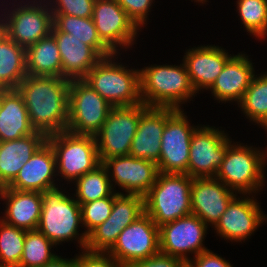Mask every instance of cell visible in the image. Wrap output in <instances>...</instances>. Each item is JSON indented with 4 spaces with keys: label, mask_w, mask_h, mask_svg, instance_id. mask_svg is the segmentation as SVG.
<instances>
[{
    "label": "cell",
    "mask_w": 267,
    "mask_h": 267,
    "mask_svg": "<svg viewBox=\"0 0 267 267\" xmlns=\"http://www.w3.org/2000/svg\"><path fill=\"white\" fill-rule=\"evenodd\" d=\"M70 80L27 75L16 88L22 95L31 126L46 136L66 131Z\"/></svg>",
    "instance_id": "1"
},
{
    "label": "cell",
    "mask_w": 267,
    "mask_h": 267,
    "mask_svg": "<svg viewBox=\"0 0 267 267\" xmlns=\"http://www.w3.org/2000/svg\"><path fill=\"white\" fill-rule=\"evenodd\" d=\"M196 91L183 61L176 65H151L140 70V95L148 107L181 109Z\"/></svg>",
    "instance_id": "2"
},
{
    "label": "cell",
    "mask_w": 267,
    "mask_h": 267,
    "mask_svg": "<svg viewBox=\"0 0 267 267\" xmlns=\"http://www.w3.org/2000/svg\"><path fill=\"white\" fill-rule=\"evenodd\" d=\"M266 156L267 151L261 152L258 148L241 143L236 145L233 142L232 144L229 138L227 152L215 178L223 182L235 194L250 196L252 193H258L265 185Z\"/></svg>",
    "instance_id": "3"
},
{
    "label": "cell",
    "mask_w": 267,
    "mask_h": 267,
    "mask_svg": "<svg viewBox=\"0 0 267 267\" xmlns=\"http://www.w3.org/2000/svg\"><path fill=\"white\" fill-rule=\"evenodd\" d=\"M59 189L55 187L42 192V210L37 230L55 244V247L77 238L76 241L79 239L78 244L83 250L86 248L88 236L85 231L78 233L82 226L81 206L74 197L69 194L67 196Z\"/></svg>",
    "instance_id": "4"
},
{
    "label": "cell",
    "mask_w": 267,
    "mask_h": 267,
    "mask_svg": "<svg viewBox=\"0 0 267 267\" xmlns=\"http://www.w3.org/2000/svg\"><path fill=\"white\" fill-rule=\"evenodd\" d=\"M187 174L160 173L155 184L144 196L145 213L160 227L192 214L191 185Z\"/></svg>",
    "instance_id": "5"
},
{
    "label": "cell",
    "mask_w": 267,
    "mask_h": 267,
    "mask_svg": "<svg viewBox=\"0 0 267 267\" xmlns=\"http://www.w3.org/2000/svg\"><path fill=\"white\" fill-rule=\"evenodd\" d=\"M117 54L103 57L83 80L113 107L139 105L142 103L140 70L126 69L116 63L114 57Z\"/></svg>",
    "instance_id": "6"
},
{
    "label": "cell",
    "mask_w": 267,
    "mask_h": 267,
    "mask_svg": "<svg viewBox=\"0 0 267 267\" xmlns=\"http://www.w3.org/2000/svg\"><path fill=\"white\" fill-rule=\"evenodd\" d=\"M54 150L57 176L73 182L101 164L95 136L76 135L68 131L47 136Z\"/></svg>",
    "instance_id": "7"
},
{
    "label": "cell",
    "mask_w": 267,
    "mask_h": 267,
    "mask_svg": "<svg viewBox=\"0 0 267 267\" xmlns=\"http://www.w3.org/2000/svg\"><path fill=\"white\" fill-rule=\"evenodd\" d=\"M40 1L42 2V0H39V3L37 0L30 2L28 0L26 4L22 0L19 2L20 5L18 3L14 5V9L8 10L7 16L5 12L0 16L1 30L24 49L51 34L53 14L49 2L43 0L41 3ZM15 6L17 7L15 8Z\"/></svg>",
    "instance_id": "8"
},
{
    "label": "cell",
    "mask_w": 267,
    "mask_h": 267,
    "mask_svg": "<svg viewBox=\"0 0 267 267\" xmlns=\"http://www.w3.org/2000/svg\"><path fill=\"white\" fill-rule=\"evenodd\" d=\"M112 107L83 79L70 80L66 131L76 135L95 136Z\"/></svg>",
    "instance_id": "9"
},
{
    "label": "cell",
    "mask_w": 267,
    "mask_h": 267,
    "mask_svg": "<svg viewBox=\"0 0 267 267\" xmlns=\"http://www.w3.org/2000/svg\"><path fill=\"white\" fill-rule=\"evenodd\" d=\"M147 107L141 103L111 108L105 123L95 135L101 163L106 159L129 155L141 113Z\"/></svg>",
    "instance_id": "10"
},
{
    "label": "cell",
    "mask_w": 267,
    "mask_h": 267,
    "mask_svg": "<svg viewBox=\"0 0 267 267\" xmlns=\"http://www.w3.org/2000/svg\"><path fill=\"white\" fill-rule=\"evenodd\" d=\"M182 109H174L167 117L157 163L160 173L187 174L190 142L198 126H191Z\"/></svg>",
    "instance_id": "11"
},
{
    "label": "cell",
    "mask_w": 267,
    "mask_h": 267,
    "mask_svg": "<svg viewBox=\"0 0 267 267\" xmlns=\"http://www.w3.org/2000/svg\"><path fill=\"white\" fill-rule=\"evenodd\" d=\"M144 212L143 196L115 192L110 216L88 235L85 249L93 252H108L123 229Z\"/></svg>",
    "instance_id": "12"
},
{
    "label": "cell",
    "mask_w": 267,
    "mask_h": 267,
    "mask_svg": "<svg viewBox=\"0 0 267 267\" xmlns=\"http://www.w3.org/2000/svg\"><path fill=\"white\" fill-rule=\"evenodd\" d=\"M160 252L159 227L145 212L119 234L108 251L117 262L130 263L150 258Z\"/></svg>",
    "instance_id": "13"
},
{
    "label": "cell",
    "mask_w": 267,
    "mask_h": 267,
    "mask_svg": "<svg viewBox=\"0 0 267 267\" xmlns=\"http://www.w3.org/2000/svg\"><path fill=\"white\" fill-rule=\"evenodd\" d=\"M228 135L214 126L197 127L190 142L187 175L192 178L215 177L227 152Z\"/></svg>",
    "instance_id": "14"
},
{
    "label": "cell",
    "mask_w": 267,
    "mask_h": 267,
    "mask_svg": "<svg viewBox=\"0 0 267 267\" xmlns=\"http://www.w3.org/2000/svg\"><path fill=\"white\" fill-rule=\"evenodd\" d=\"M208 226L196 215L190 214L159 227L160 252L184 261L190 260L187 253L207 251L203 246Z\"/></svg>",
    "instance_id": "15"
},
{
    "label": "cell",
    "mask_w": 267,
    "mask_h": 267,
    "mask_svg": "<svg viewBox=\"0 0 267 267\" xmlns=\"http://www.w3.org/2000/svg\"><path fill=\"white\" fill-rule=\"evenodd\" d=\"M92 19L99 38L113 53H119L118 46L130 48L140 30L116 0H95Z\"/></svg>",
    "instance_id": "16"
},
{
    "label": "cell",
    "mask_w": 267,
    "mask_h": 267,
    "mask_svg": "<svg viewBox=\"0 0 267 267\" xmlns=\"http://www.w3.org/2000/svg\"><path fill=\"white\" fill-rule=\"evenodd\" d=\"M102 164L107 169L112 187L117 184L128 194L143 197L155 184L159 174L157 163L131 155L106 159Z\"/></svg>",
    "instance_id": "17"
},
{
    "label": "cell",
    "mask_w": 267,
    "mask_h": 267,
    "mask_svg": "<svg viewBox=\"0 0 267 267\" xmlns=\"http://www.w3.org/2000/svg\"><path fill=\"white\" fill-rule=\"evenodd\" d=\"M236 195L227 205L214 229L222 238L230 241H242L249 238L260 224L267 220V215L259 207V203L252 196L240 198ZM243 198V199H242Z\"/></svg>",
    "instance_id": "18"
},
{
    "label": "cell",
    "mask_w": 267,
    "mask_h": 267,
    "mask_svg": "<svg viewBox=\"0 0 267 267\" xmlns=\"http://www.w3.org/2000/svg\"><path fill=\"white\" fill-rule=\"evenodd\" d=\"M234 193L215 177L193 178L190 194L192 214L207 226L214 227L236 196Z\"/></svg>",
    "instance_id": "19"
},
{
    "label": "cell",
    "mask_w": 267,
    "mask_h": 267,
    "mask_svg": "<svg viewBox=\"0 0 267 267\" xmlns=\"http://www.w3.org/2000/svg\"><path fill=\"white\" fill-rule=\"evenodd\" d=\"M175 108L147 107L142 113L133 137L129 155L159 162L160 146L166 117Z\"/></svg>",
    "instance_id": "20"
},
{
    "label": "cell",
    "mask_w": 267,
    "mask_h": 267,
    "mask_svg": "<svg viewBox=\"0 0 267 267\" xmlns=\"http://www.w3.org/2000/svg\"><path fill=\"white\" fill-rule=\"evenodd\" d=\"M56 157L53 148L46 141L34 155L24 163L16 178L7 188L18 191H38L57 187L54 181Z\"/></svg>",
    "instance_id": "21"
},
{
    "label": "cell",
    "mask_w": 267,
    "mask_h": 267,
    "mask_svg": "<svg viewBox=\"0 0 267 267\" xmlns=\"http://www.w3.org/2000/svg\"><path fill=\"white\" fill-rule=\"evenodd\" d=\"M219 46H200L186 51L183 61L196 93L209 89L233 56Z\"/></svg>",
    "instance_id": "22"
},
{
    "label": "cell",
    "mask_w": 267,
    "mask_h": 267,
    "mask_svg": "<svg viewBox=\"0 0 267 267\" xmlns=\"http://www.w3.org/2000/svg\"><path fill=\"white\" fill-rule=\"evenodd\" d=\"M51 34L55 37L62 61V77L81 80L102 59L89 45L82 43L73 35L61 32L54 26Z\"/></svg>",
    "instance_id": "23"
},
{
    "label": "cell",
    "mask_w": 267,
    "mask_h": 267,
    "mask_svg": "<svg viewBox=\"0 0 267 267\" xmlns=\"http://www.w3.org/2000/svg\"><path fill=\"white\" fill-rule=\"evenodd\" d=\"M254 72L248 56L242 53L233 55L209 89L217 101L239 103L255 76Z\"/></svg>",
    "instance_id": "24"
},
{
    "label": "cell",
    "mask_w": 267,
    "mask_h": 267,
    "mask_svg": "<svg viewBox=\"0 0 267 267\" xmlns=\"http://www.w3.org/2000/svg\"><path fill=\"white\" fill-rule=\"evenodd\" d=\"M0 199L7 202L1 220L25 231L37 230L42 210V192L2 187Z\"/></svg>",
    "instance_id": "25"
},
{
    "label": "cell",
    "mask_w": 267,
    "mask_h": 267,
    "mask_svg": "<svg viewBox=\"0 0 267 267\" xmlns=\"http://www.w3.org/2000/svg\"><path fill=\"white\" fill-rule=\"evenodd\" d=\"M47 141V136L33 134L12 141L0 142V188L7 187L34 153Z\"/></svg>",
    "instance_id": "26"
},
{
    "label": "cell",
    "mask_w": 267,
    "mask_h": 267,
    "mask_svg": "<svg viewBox=\"0 0 267 267\" xmlns=\"http://www.w3.org/2000/svg\"><path fill=\"white\" fill-rule=\"evenodd\" d=\"M29 113L17 89H0V142L33 134Z\"/></svg>",
    "instance_id": "27"
},
{
    "label": "cell",
    "mask_w": 267,
    "mask_h": 267,
    "mask_svg": "<svg viewBox=\"0 0 267 267\" xmlns=\"http://www.w3.org/2000/svg\"><path fill=\"white\" fill-rule=\"evenodd\" d=\"M27 75L26 49L0 28V89H16Z\"/></svg>",
    "instance_id": "28"
},
{
    "label": "cell",
    "mask_w": 267,
    "mask_h": 267,
    "mask_svg": "<svg viewBox=\"0 0 267 267\" xmlns=\"http://www.w3.org/2000/svg\"><path fill=\"white\" fill-rule=\"evenodd\" d=\"M26 70L31 76L62 77V61L52 34L26 49Z\"/></svg>",
    "instance_id": "29"
},
{
    "label": "cell",
    "mask_w": 267,
    "mask_h": 267,
    "mask_svg": "<svg viewBox=\"0 0 267 267\" xmlns=\"http://www.w3.org/2000/svg\"><path fill=\"white\" fill-rule=\"evenodd\" d=\"M53 26L57 30L71 34L82 43L91 46L102 58L113 54L99 38L92 17L53 15Z\"/></svg>",
    "instance_id": "30"
},
{
    "label": "cell",
    "mask_w": 267,
    "mask_h": 267,
    "mask_svg": "<svg viewBox=\"0 0 267 267\" xmlns=\"http://www.w3.org/2000/svg\"><path fill=\"white\" fill-rule=\"evenodd\" d=\"M238 106L250 121L267 126V72L254 76Z\"/></svg>",
    "instance_id": "31"
},
{
    "label": "cell",
    "mask_w": 267,
    "mask_h": 267,
    "mask_svg": "<svg viewBox=\"0 0 267 267\" xmlns=\"http://www.w3.org/2000/svg\"><path fill=\"white\" fill-rule=\"evenodd\" d=\"M75 200L81 205L90 201L111 196L112 187L106 167L101 163L94 170L82 175L76 181Z\"/></svg>",
    "instance_id": "32"
},
{
    "label": "cell",
    "mask_w": 267,
    "mask_h": 267,
    "mask_svg": "<svg viewBox=\"0 0 267 267\" xmlns=\"http://www.w3.org/2000/svg\"><path fill=\"white\" fill-rule=\"evenodd\" d=\"M26 231L0 219V267H20Z\"/></svg>",
    "instance_id": "33"
},
{
    "label": "cell",
    "mask_w": 267,
    "mask_h": 267,
    "mask_svg": "<svg viewBox=\"0 0 267 267\" xmlns=\"http://www.w3.org/2000/svg\"><path fill=\"white\" fill-rule=\"evenodd\" d=\"M54 245L38 230L26 231L20 267H43L57 256L51 253Z\"/></svg>",
    "instance_id": "34"
},
{
    "label": "cell",
    "mask_w": 267,
    "mask_h": 267,
    "mask_svg": "<svg viewBox=\"0 0 267 267\" xmlns=\"http://www.w3.org/2000/svg\"><path fill=\"white\" fill-rule=\"evenodd\" d=\"M237 10L247 32L258 39L267 36V0H238Z\"/></svg>",
    "instance_id": "35"
},
{
    "label": "cell",
    "mask_w": 267,
    "mask_h": 267,
    "mask_svg": "<svg viewBox=\"0 0 267 267\" xmlns=\"http://www.w3.org/2000/svg\"><path fill=\"white\" fill-rule=\"evenodd\" d=\"M115 193L111 196L81 204L82 227L87 236L110 216Z\"/></svg>",
    "instance_id": "36"
},
{
    "label": "cell",
    "mask_w": 267,
    "mask_h": 267,
    "mask_svg": "<svg viewBox=\"0 0 267 267\" xmlns=\"http://www.w3.org/2000/svg\"><path fill=\"white\" fill-rule=\"evenodd\" d=\"M48 1L53 15H72L81 18H91L93 16V7L95 0Z\"/></svg>",
    "instance_id": "37"
},
{
    "label": "cell",
    "mask_w": 267,
    "mask_h": 267,
    "mask_svg": "<svg viewBox=\"0 0 267 267\" xmlns=\"http://www.w3.org/2000/svg\"><path fill=\"white\" fill-rule=\"evenodd\" d=\"M75 261L78 267H125L108 252H93L86 249L75 256Z\"/></svg>",
    "instance_id": "38"
},
{
    "label": "cell",
    "mask_w": 267,
    "mask_h": 267,
    "mask_svg": "<svg viewBox=\"0 0 267 267\" xmlns=\"http://www.w3.org/2000/svg\"><path fill=\"white\" fill-rule=\"evenodd\" d=\"M140 29L146 22L154 0H116Z\"/></svg>",
    "instance_id": "39"
},
{
    "label": "cell",
    "mask_w": 267,
    "mask_h": 267,
    "mask_svg": "<svg viewBox=\"0 0 267 267\" xmlns=\"http://www.w3.org/2000/svg\"><path fill=\"white\" fill-rule=\"evenodd\" d=\"M127 267H187L183 259L158 252L150 258L130 263Z\"/></svg>",
    "instance_id": "40"
},
{
    "label": "cell",
    "mask_w": 267,
    "mask_h": 267,
    "mask_svg": "<svg viewBox=\"0 0 267 267\" xmlns=\"http://www.w3.org/2000/svg\"><path fill=\"white\" fill-rule=\"evenodd\" d=\"M194 258V259H193ZM190 258L187 267H233L230 262L210 250Z\"/></svg>",
    "instance_id": "41"
},
{
    "label": "cell",
    "mask_w": 267,
    "mask_h": 267,
    "mask_svg": "<svg viewBox=\"0 0 267 267\" xmlns=\"http://www.w3.org/2000/svg\"><path fill=\"white\" fill-rule=\"evenodd\" d=\"M43 267H78V265L76 264L75 258L66 259L57 255L53 260L45 264Z\"/></svg>",
    "instance_id": "42"
},
{
    "label": "cell",
    "mask_w": 267,
    "mask_h": 267,
    "mask_svg": "<svg viewBox=\"0 0 267 267\" xmlns=\"http://www.w3.org/2000/svg\"><path fill=\"white\" fill-rule=\"evenodd\" d=\"M195 2H200L203 4V2H206L207 0H194Z\"/></svg>",
    "instance_id": "43"
}]
</instances>
